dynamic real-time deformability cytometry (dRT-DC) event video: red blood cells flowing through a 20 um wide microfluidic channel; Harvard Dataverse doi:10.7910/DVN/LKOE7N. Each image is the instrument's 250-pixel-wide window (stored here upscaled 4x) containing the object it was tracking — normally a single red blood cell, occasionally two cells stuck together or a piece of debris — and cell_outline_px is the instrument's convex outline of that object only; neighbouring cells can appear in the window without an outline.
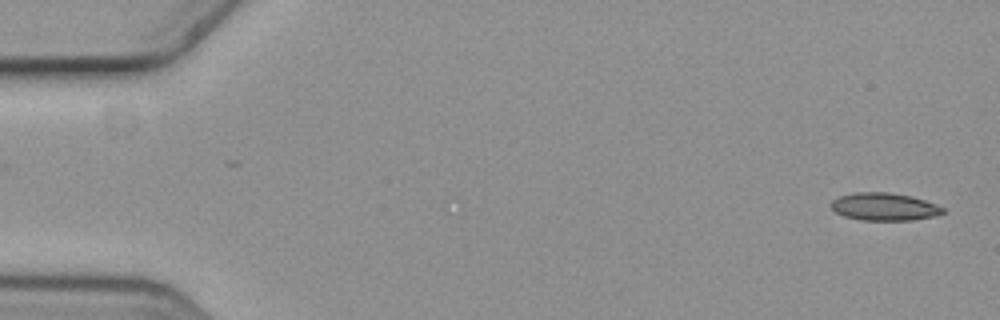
{"species": "common noctule bat (a hibernating species)", "species_latin": "Nyctalus noctula", "temperature_condition": "cold", "stored_images_in_passage": 6, "segment_of_instrument_passage": [2, 2], "camera_frame_rate_fps": 3000, "um_per_image_px": 0.085, "animal": {"sex": "female", "body_mass_g": 19.3, "forearm_length_mm": 54.1}, "frame": {"image": 1, "passage_image": 6, "time_ms": 1.667, "image_size_px": [1000, 320], "cell_outline_px": [[944, 212], [936, 216], [912, 220], [860, 220], [844, 216], [836, 212], [832, 208], [832, 200], [840, 196], [856, 192], [888, 192], [908, 196], [924, 200], [936, 204], [944, 208]], "centroid_in_image_um": [75.17, 17.58], "position_along_channel_um": 9.8, "area_um2": 17.86}}